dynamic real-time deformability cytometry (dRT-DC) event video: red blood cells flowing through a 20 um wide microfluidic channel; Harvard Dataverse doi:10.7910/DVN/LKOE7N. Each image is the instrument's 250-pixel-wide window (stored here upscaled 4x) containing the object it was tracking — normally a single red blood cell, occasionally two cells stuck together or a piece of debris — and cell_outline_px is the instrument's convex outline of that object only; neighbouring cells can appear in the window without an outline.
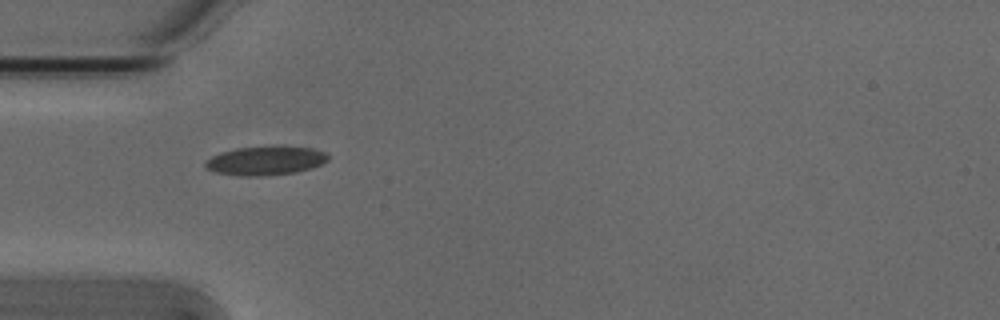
{"species": "Egyptian fruit bat (a non-hibernating species)", "species_latin": "Rousettus aegyptiacus", "temperature_condition": "cold", "stored_images_in_passage": 5, "camera_frame_rate_fps": 3000, "um_per_image_px": 0.085, "animal": {"sex": "male"}, "frame": {"image": 1, "passage_image": 1, "time_ms": 0.0, "image_size_px": [1000, 320], "cell_outline_px": [[328, 160], [312, 168], [296, 172], [260, 176], [240, 176], [216, 172], [208, 168], [204, 164], [204, 160], [220, 152], [236, 148], [276, 144], [284, 144], [312, 148], [324, 152], [328, 156]], "centroid_in_image_um": [22.58, 13.62], "position_along_channel_um": 62.4, "area_um2": 21.21}}
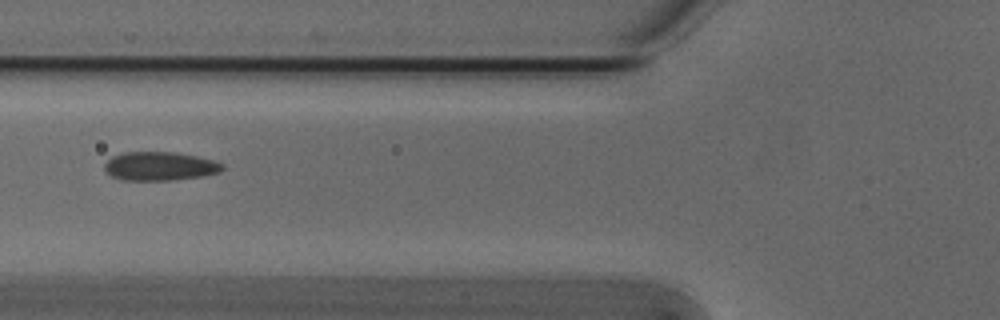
{"frame": {"image": 2, "passage_image": 2, "time_ms": 0.333, "image_size_px": [1000, 320], "cell_outline_px": [[224, 168], [220, 172], [200, 176], [172, 180], [124, 180], [112, 176], [104, 172], [104, 164], [112, 156], [124, 152], [176, 152], [196, 156], [212, 160], [224, 164]], "centroid_in_image_um": [13.56, 14.12], "position_along_channel_um": 112.2, "area_um2": 19.71}}
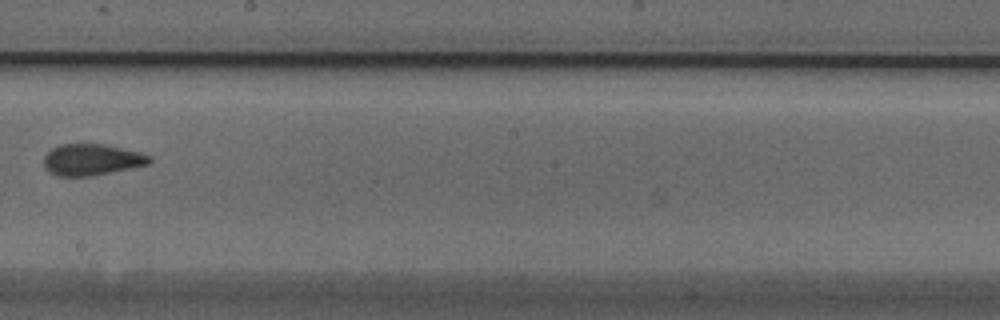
{"frame": {"image": 3, "passage_image": 5, "time_ms": 1.333, "image_size_px": [1000, 320], "cell_outline_px": [[152, 160], [148, 164], [88, 176], [56, 176], [48, 172], [44, 164], [44, 156], [52, 148], [60, 144], [104, 144], [140, 152], [152, 156]], "centroid_in_image_um": [7.77, 13.56], "position_along_channel_um": 240.4, "area_um2": 19.13}}